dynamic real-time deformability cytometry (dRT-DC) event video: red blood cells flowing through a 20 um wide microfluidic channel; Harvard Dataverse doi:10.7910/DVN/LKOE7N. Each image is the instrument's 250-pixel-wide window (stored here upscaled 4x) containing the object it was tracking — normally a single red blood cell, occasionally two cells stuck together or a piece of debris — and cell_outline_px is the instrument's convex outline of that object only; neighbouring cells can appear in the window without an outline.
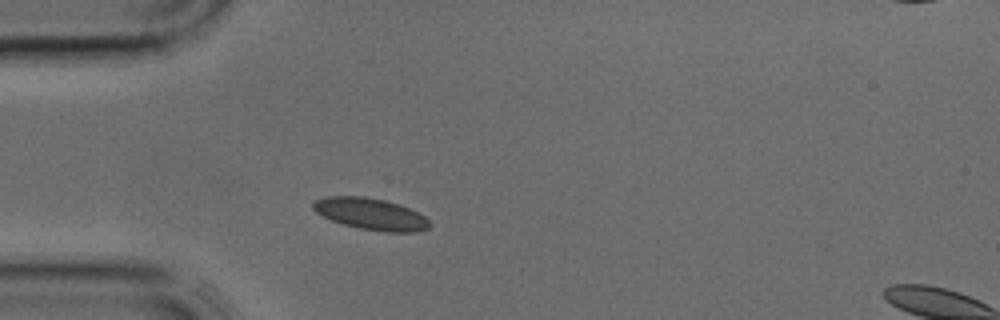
{"species": "common noctule bat (a hibernating species)", "species_latin": "Nyctalus noctula", "temperature_condition": "cold", "stored_images_in_passage": 30, "camera_frame_rate_fps": 3000, "um_per_image_px": 0.085, "animal": {"sex": "male", "body_mass_g": 17.9, "forearm_length_mm": 54.2}, "frame": {"image": 1, "passage_image": 5, "time_ms": 1.333, "image_size_px": [1000, 320], "cell_outline_px": [[432, 224], [428, 228], [416, 232], [384, 232], [360, 228], [344, 224], [332, 220], [316, 212], [312, 208], [312, 204], [316, 200], [328, 196], [364, 196], [384, 200], [400, 204], [424, 216]], "centroid_in_image_um": [31.53, 18.19], "position_along_channel_um": 53.5, "area_um2": 21.33}}
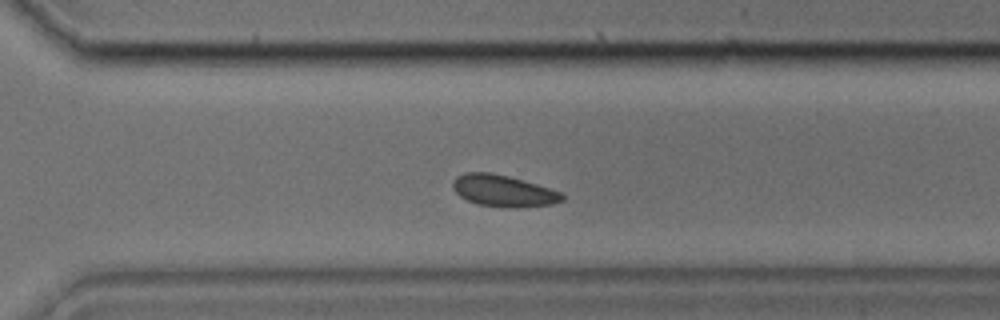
{"frame": {"image": 2, "passage_image": 22, "time_ms": 7.0, "image_size_px": [1000, 320], "cell_outline_px": [[564, 200], [552, 204], [516, 208], [508, 208], [476, 204], [460, 196], [452, 188], [452, 180], [456, 176], [464, 172], [492, 172], [508, 176], [536, 184], [560, 192], [564, 196]], "centroid_in_image_um": [42.74, 16.22], "position_along_channel_um": 327.9, "area_um2": 20.23}}